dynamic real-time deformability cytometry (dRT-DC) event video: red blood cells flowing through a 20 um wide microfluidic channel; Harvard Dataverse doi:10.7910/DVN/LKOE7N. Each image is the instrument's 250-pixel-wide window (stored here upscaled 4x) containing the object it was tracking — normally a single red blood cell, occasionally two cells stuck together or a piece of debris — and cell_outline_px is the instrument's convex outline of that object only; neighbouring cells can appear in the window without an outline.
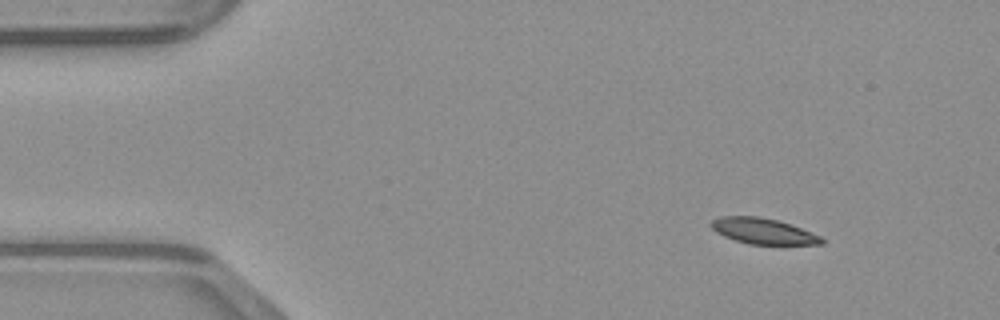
{"species": "common noctule bat (a hibernating species)", "species_latin": "Nyctalus noctula", "temperature_condition": "warm", "stored_images_in_passage": 44, "camera_frame_rate_fps": 3000, "um_per_image_px": 0.085, "animal": {"sex": "male", "body_mass_g": 23.1, "forearm_length_mm": 52.7}, "frame": {"image": 1, "passage_image": 1, "time_ms": 0.0, "image_size_px": [1000, 320], "cell_outline_px": [[824, 244], [748, 244], [724, 236], [716, 232], [708, 224], [712, 220], [720, 216], [756, 216], [776, 220], [800, 228], [820, 236], [824, 240]], "centroid_in_image_um": [64.81, 19.64], "position_along_channel_um": 20.2, "area_um2": 16.36}}
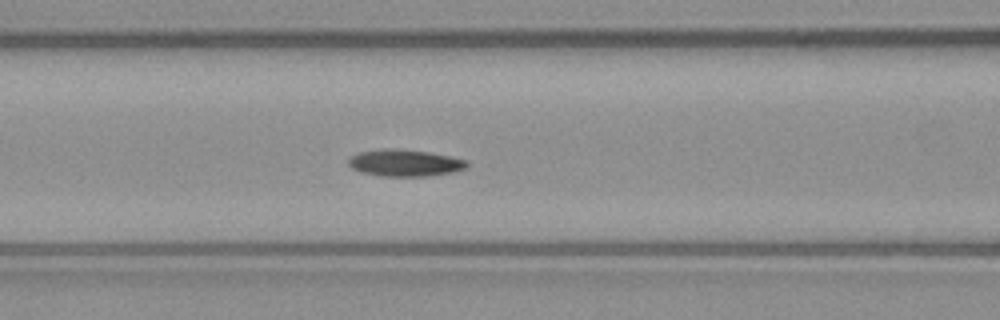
{"frame": {"image": 2, "passage_image": 15, "time_ms": 4.667, "image_size_px": [1000, 320], "cell_outline_px": [[468, 168], [452, 172], [428, 176], [380, 176], [360, 172], [352, 168], [348, 164], [348, 160], [352, 156], [360, 152], [428, 152], [468, 160]], "centroid_in_image_um": [34.48, 13.92], "position_along_channel_um": 132.1, "area_um2": 17.4}}
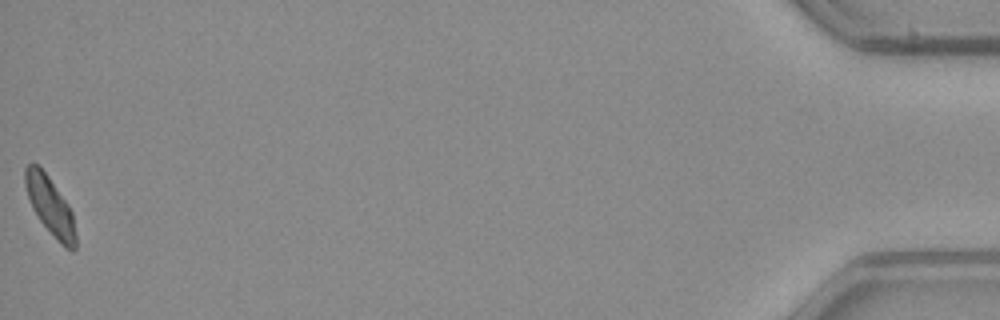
{"frame": {"image": 3, "passage_image": 44, "time_ms": 14.333, "image_size_px": [1000, 320], "cell_outline_px": [[76, 248], [72, 252], [64, 248], [60, 244], [40, 220], [32, 208], [24, 184], [24, 168], [28, 164], [36, 164], [48, 176], [68, 204], [72, 212], [76, 236]], "centroid_in_image_um": [4.27, 17.54], "position_along_channel_um": 430.9, "area_um2": 17.05}}